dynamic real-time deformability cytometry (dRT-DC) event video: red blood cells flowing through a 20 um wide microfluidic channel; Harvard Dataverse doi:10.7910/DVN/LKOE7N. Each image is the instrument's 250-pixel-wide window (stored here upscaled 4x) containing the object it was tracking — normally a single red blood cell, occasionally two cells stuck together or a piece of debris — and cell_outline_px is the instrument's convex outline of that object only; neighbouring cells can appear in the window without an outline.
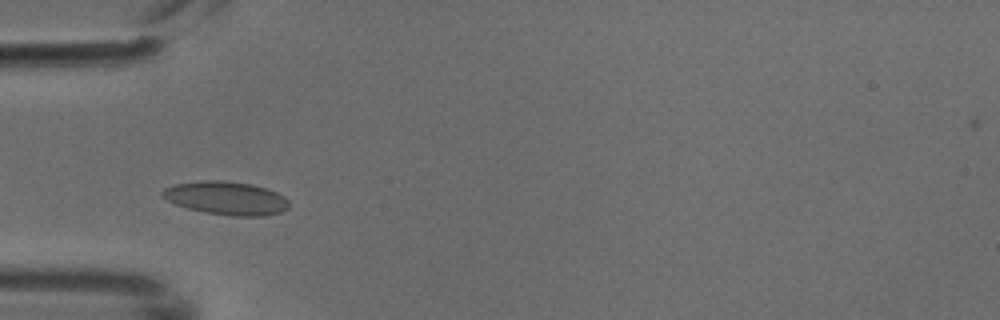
{"species": "common noctule bat (a hibernating species)", "species_latin": "Nyctalus noctula", "temperature_condition": "cold", "stored_images_in_passage": 5, "camera_frame_rate_fps": 3000, "um_per_image_px": 0.085, "animal": {"sex": "male", "body_mass_g": 18.8}, "frame": {"image": 1, "passage_image": 3, "time_ms": 0.667, "image_size_px": [1000, 320], "cell_outline_px": [[288, 208], [280, 212], [264, 216], [232, 216], [204, 212], [188, 208], [176, 204], [160, 196], [160, 192], [164, 188], [176, 184], [200, 180], [224, 180], [252, 184], [276, 192], [284, 196], [288, 200]], "centroid_in_image_um": [19.21, 16.83], "position_along_channel_um": 65.8, "area_um2": 24.62}}
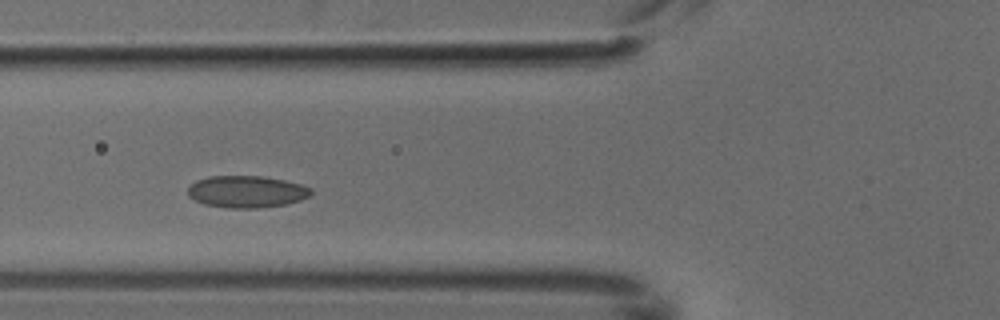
{"frame": {"image": 2, "passage_image": 4, "time_ms": 1.0, "image_size_px": [1000, 320], "cell_outline_px": [[312, 192], [308, 196], [300, 200], [288, 204], [256, 208], [228, 208], [204, 204], [188, 196], [188, 188], [196, 180], [208, 176], [260, 176], [284, 180], [300, 184], [312, 188]], "centroid_in_image_um": [20.96, 16.29], "position_along_channel_um": 104.8, "area_um2": 22.89}}
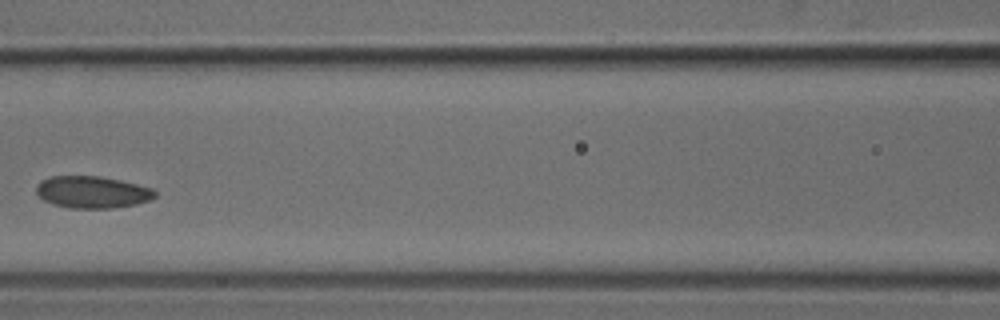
{"frame": {"image": 3, "passage_image": 5, "time_ms": 1.333, "image_size_px": [1000, 320], "cell_outline_px": [[156, 196], [148, 200], [136, 204], [112, 208], [68, 208], [52, 204], [36, 196], [36, 184], [40, 180], [52, 176], [100, 176], [120, 180], [152, 188], [156, 192]], "centroid_in_image_um": [7.79, 16.33], "position_along_channel_um": 158.8, "area_um2": 22.25}}